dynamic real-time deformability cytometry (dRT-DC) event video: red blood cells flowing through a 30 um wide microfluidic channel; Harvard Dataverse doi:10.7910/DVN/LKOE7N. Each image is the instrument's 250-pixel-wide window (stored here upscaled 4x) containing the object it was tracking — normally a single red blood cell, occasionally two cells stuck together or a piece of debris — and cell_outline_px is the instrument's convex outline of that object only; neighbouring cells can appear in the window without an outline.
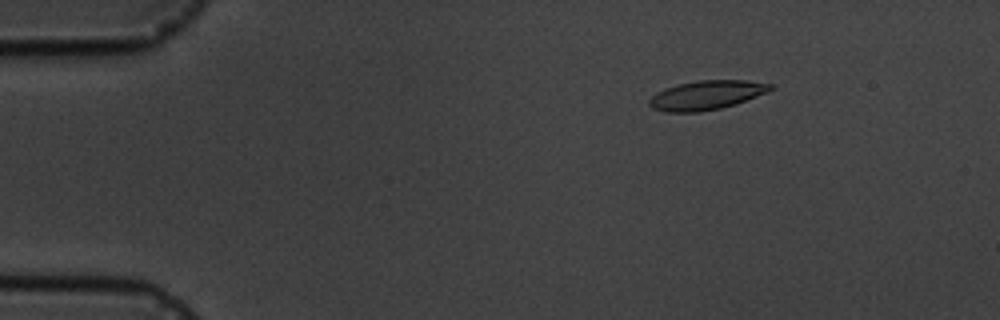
{"species": "common noctule bat (a hibernating species)", "species_latin": "Nyctalus noctula", "temperature_condition": "cold", "stored_images_in_passage": 6, "camera_frame_rate_fps": 3000, "um_per_image_px": 0.085, "animal": {"sex": "male", "body_mass_g": 19.5, "forearm_length_mm": 54.6}, "frame": {"image": 1, "passage_image": 3, "time_ms": 2.333, "image_size_px": [1000, 320], "cell_outline_px": [[776, 88], [768, 92], [736, 104], [720, 108], [696, 112], [664, 112], [652, 108], [648, 104], [648, 100], [656, 92], [664, 88], [696, 80], [748, 80], [772, 84]], "centroid_in_image_um": [60.06, 8.08], "position_along_channel_um": 24.9, "area_um2": 20.75}}
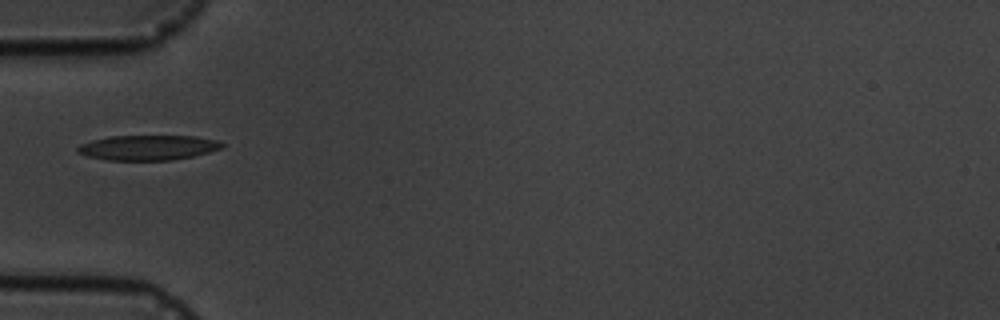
{"frame": {"image": 2, "passage_image": 6, "time_ms": 5.667, "image_size_px": [1000, 320], "cell_outline_px": [[224, 148], [192, 156], [172, 160], [108, 160], [88, 156], [76, 152], [76, 148], [80, 144], [92, 140], [108, 136], [196, 136], [220, 140], [224, 144]], "centroid_in_image_um": [12.6, 12.54], "position_along_channel_um": 72.4, "area_um2": 21.15}}